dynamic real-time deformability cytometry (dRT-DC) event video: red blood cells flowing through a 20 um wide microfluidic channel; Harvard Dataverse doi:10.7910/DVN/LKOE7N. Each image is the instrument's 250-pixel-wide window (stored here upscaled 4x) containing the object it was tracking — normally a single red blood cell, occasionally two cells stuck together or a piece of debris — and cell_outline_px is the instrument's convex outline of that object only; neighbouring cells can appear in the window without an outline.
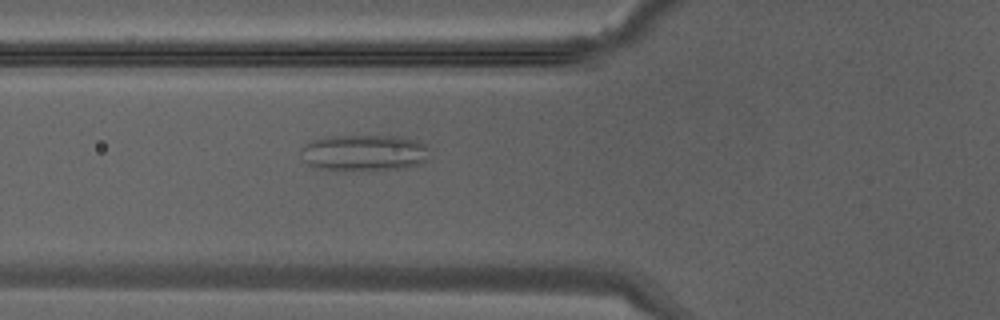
{"species": "Egyptian fruit bat (a non-hibernating species)", "species_latin": "Rousettus aegyptiacus", "temperature_condition": "warm", "stored_images_in_passage": 30, "camera_frame_rate_fps": 3000, "um_per_image_px": 0.085, "animal": {"sex": "male"}, "frame": {"image": 1, "passage_image": 5, "time_ms": 1.333, "image_size_px": [1000, 320], "cell_outline_px": [[428, 148], [424, 160], [420, 164], [404, 168], [344, 172], [336, 172], [316, 168], [308, 164], [304, 160], [300, 152], [300, 148], [304, 144], [312, 140], [336, 136], [392, 136], [416, 140], [424, 144]], "centroid_in_image_um": [30.86, 13.02], "position_along_channel_um": 94.9, "area_um2": 27.57}}